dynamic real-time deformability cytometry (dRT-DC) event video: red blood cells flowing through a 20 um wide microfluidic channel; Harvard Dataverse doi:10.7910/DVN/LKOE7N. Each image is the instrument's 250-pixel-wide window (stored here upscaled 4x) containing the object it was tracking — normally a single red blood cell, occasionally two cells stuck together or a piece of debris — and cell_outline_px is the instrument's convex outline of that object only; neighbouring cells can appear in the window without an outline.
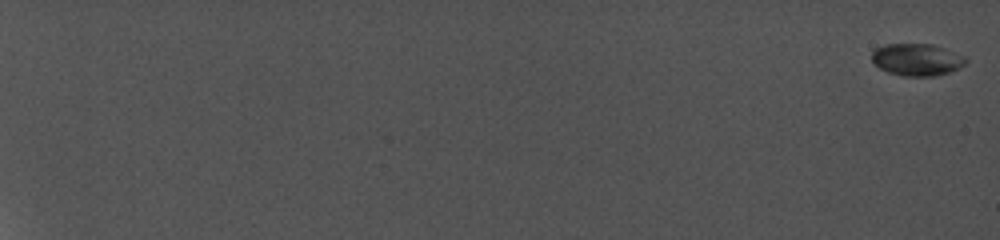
{"species": "common noctule bat (a hibernating species)", "species_latin": "Nyctalus noctula", "temperature_condition": "cold", "stored_images_in_passage": 56, "camera_frame_rate_fps": 5000, "um_per_image_px": 0.085, "animal": {"sex": "female", "body_mass_g": 19.0, "forearm_length_mm": 56.7}, "frame": {"image": 1, "passage_image": 1, "time_ms": 0.0, "image_size_px": [1000, 240], "cell_outline_px": [[968, 60], [964, 64], [948, 72], [936, 76], [904, 76], [888, 72], [880, 68], [872, 60], [872, 52], [876, 48], [884, 44], [932, 44], [964, 56]], "centroid_in_image_um": [77.91, 5.06], "position_along_channel_um": 7.1, "area_um2": 17.34}}
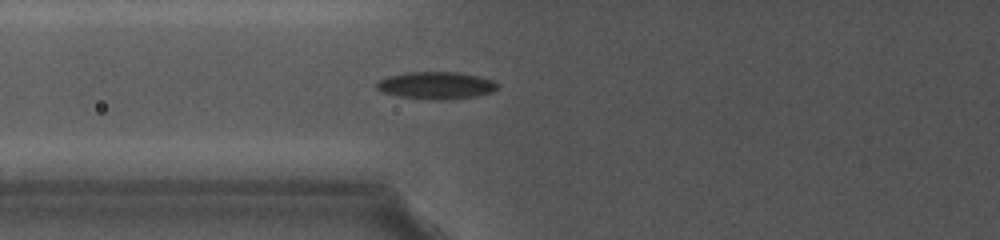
{"frame": {"image": 2, "passage_image": 35, "time_ms": 11.4, "image_size_px": [1000, 240], "cell_outline_px": [[500, 84], [492, 92], [476, 96], [444, 100], [436, 100], [400, 96], [384, 92], [376, 88], [376, 84], [380, 80], [388, 76], [408, 72], [460, 72], [480, 76], [492, 80]], "centroid_in_image_um": [37.11, 7.25], "position_along_channel_um": 88.7, "area_um2": 19.13}}
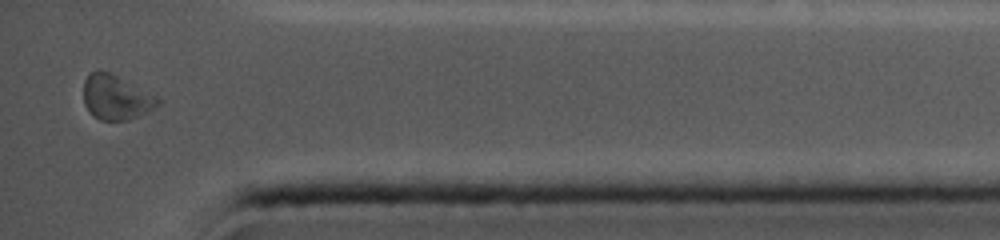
{"frame": {"image": 3, "passage_image": 56, "time_ms": 20.6, "image_size_px": [1000, 240], "cell_outline_px": [[160, 104], [128, 120], [100, 120], [92, 116], [84, 104], [84, 80], [88, 72], [108, 72], [160, 96]], "centroid_in_image_um": [9.86, 8.28], "position_along_channel_um": 425.3, "area_um2": 19.19}, "authors_computed_cell_mechanics": {"area_um2": 17.3978, "velocity_mm_per_s": 3.7303, "shape_relaxation_time_tau1_ms": 2.2317, "shape_relaxation_time_tau2_ms": null, "deformation_change_tau1": 0.0723, "deformation_change_tau2": null}}